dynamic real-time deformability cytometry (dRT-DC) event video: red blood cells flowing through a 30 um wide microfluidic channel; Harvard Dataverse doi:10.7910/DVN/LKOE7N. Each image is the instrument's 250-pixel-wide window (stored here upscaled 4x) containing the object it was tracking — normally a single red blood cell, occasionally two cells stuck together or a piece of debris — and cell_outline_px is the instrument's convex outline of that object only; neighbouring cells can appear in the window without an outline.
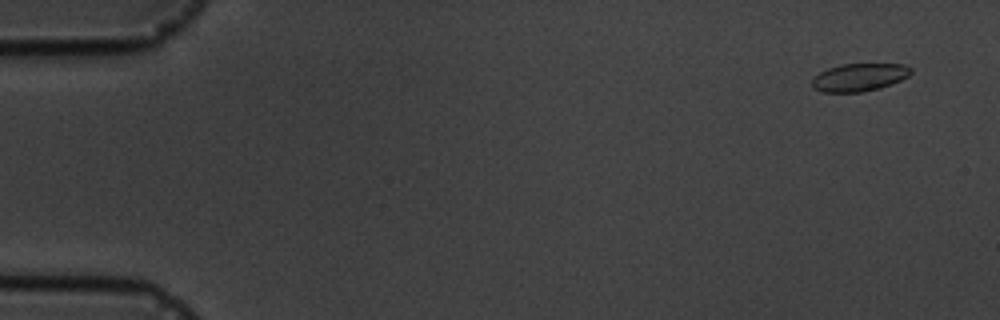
{"species": "common noctule bat (a hibernating species)", "species_latin": "Nyctalus noctula", "temperature_condition": "cold", "stored_images_in_passage": 5, "camera_frame_rate_fps": 3000, "um_per_image_px": 0.085, "animal": {"sex": "male", "body_mass_g": 19.5, "forearm_length_mm": 54.6}, "frame": {"image": 1, "passage_image": 1, "time_ms": 0.0, "image_size_px": [1000, 320], "cell_outline_px": [[912, 72], [908, 76], [892, 84], [880, 88], [860, 92], [820, 92], [812, 88], [812, 76], [828, 68], [840, 64], [904, 64], [912, 68]], "centroid_in_image_um": [73.01, 6.57], "position_along_channel_um": 12.0, "area_um2": 16.18}}
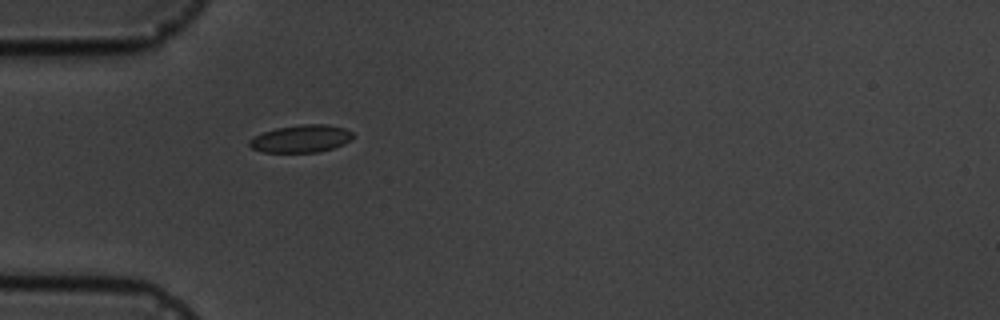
{"frame": {"image": 2, "passage_image": 5, "time_ms": 4.667, "image_size_px": [1000, 320], "cell_outline_px": [[356, 136], [352, 140], [344, 144], [320, 152], [264, 152], [252, 148], [248, 144], [248, 140], [252, 136], [276, 128], [300, 124], [324, 124], [344, 128], [352, 132]], "centroid_in_image_um": [25.6, 11.78], "position_along_channel_um": 59.4, "area_um2": 16.76}}